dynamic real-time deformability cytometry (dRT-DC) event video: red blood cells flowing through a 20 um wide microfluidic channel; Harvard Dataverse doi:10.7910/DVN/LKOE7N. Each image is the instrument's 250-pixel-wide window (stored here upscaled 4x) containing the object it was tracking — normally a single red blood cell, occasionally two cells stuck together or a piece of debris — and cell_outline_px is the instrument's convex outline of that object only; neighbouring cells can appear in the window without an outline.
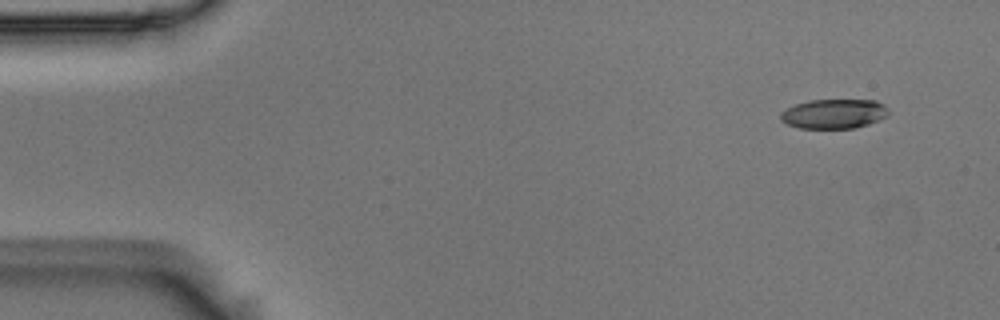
{"species": "Egyptian fruit bat (a non-hibernating species)", "species_latin": "Rousettus aegyptiacus", "temperature_condition": "room temperature", "stored_images_in_passage": 5, "camera_frame_rate_fps": 3000, "um_per_image_px": 0.085, "animal": {"sex": "male"}, "frame": {"image": 1, "passage_image": 1, "time_ms": 0.0, "image_size_px": [1000, 320], "cell_outline_px": [[888, 116], [868, 124], [856, 128], [800, 128], [788, 124], [780, 120], [780, 112], [796, 104], [808, 100], [876, 100], [884, 104], [888, 108]], "centroid_in_image_um": [70.9, 9.67], "position_along_channel_um": 14.1, "area_um2": 18.61}}
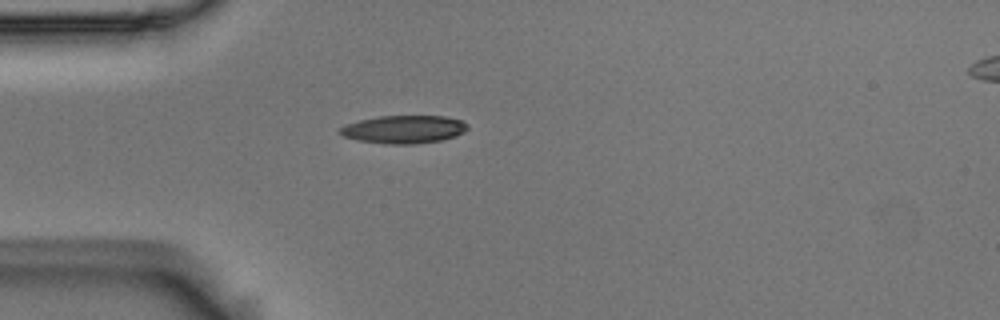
{"frame": {"image": 2, "passage_image": 4, "time_ms": 1.0, "image_size_px": [1000, 320], "cell_outline_px": [[468, 128], [464, 132], [456, 136], [440, 140], [412, 144], [384, 144], [360, 140], [344, 136], [336, 132], [344, 124], [360, 120], [380, 116], [444, 116], [460, 120], [468, 124]], "centroid_in_image_um": [34.31, 10.99], "position_along_channel_um": 50.7, "area_um2": 20.75}}